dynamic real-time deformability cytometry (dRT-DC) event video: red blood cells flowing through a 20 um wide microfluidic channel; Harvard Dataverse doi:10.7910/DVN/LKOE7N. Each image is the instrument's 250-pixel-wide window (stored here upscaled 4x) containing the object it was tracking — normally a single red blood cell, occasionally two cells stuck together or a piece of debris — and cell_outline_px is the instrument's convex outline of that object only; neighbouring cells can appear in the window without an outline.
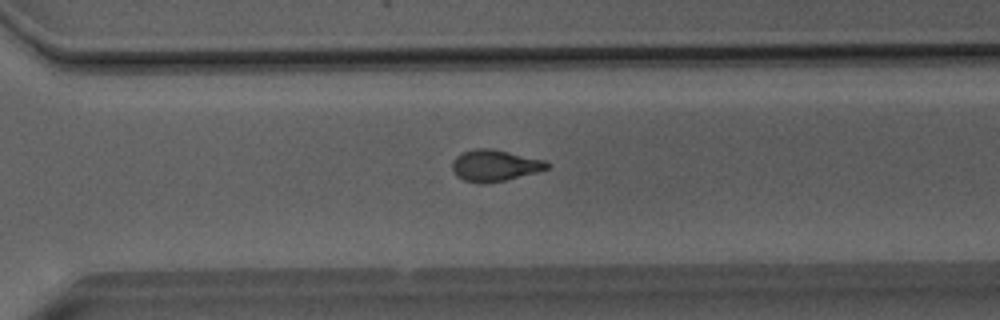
{"species": "Egyptian fruit bat (a non-hibernating species)", "species_latin": "Rousettus aegyptiacus", "temperature_condition": "room temperature", "stored_images_in_passage": 48, "camera_frame_rate_fps": 3000, "um_per_image_px": 0.085, "animal": {"sex": "male"}, "frame": {"image": 1, "passage_image": 33, "time_ms": 10.667, "image_size_px": [1000, 320], "cell_outline_px": [[552, 164], [548, 168], [536, 172], [488, 184], [480, 184], [464, 180], [456, 176], [452, 172], [452, 160], [456, 156], [472, 148], [492, 148], [544, 160]], "centroid_in_image_um": [42.01, 14.07], "position_along_channel_um": 328.6, "area_um2": 17.51}}
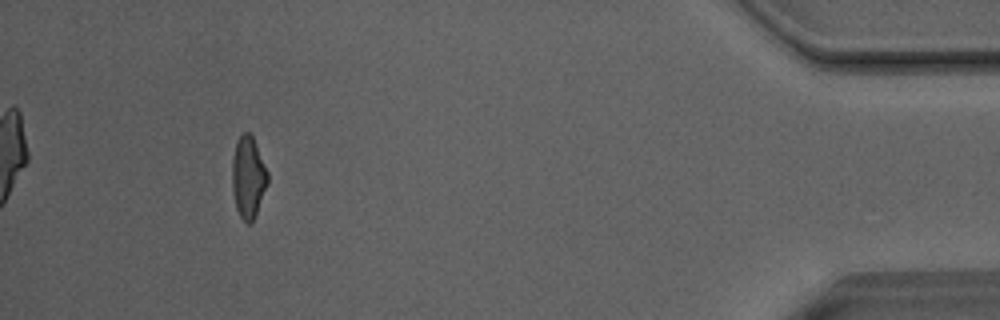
{"frame": {"image": 2, "passage_image": 44, "time_ms": 14.333, "image_size_px": [1000, 320], "cell_outline_px": [[268, 184], [256, 212], [252, 220], [248, 224], [240, 216], [236, 208], [232, 188], [232, 160], [236, 140], [244, 132], [248, 132], [252, 136], [268, 172]], "centroid_in_image_um": [21.09, 15.04], "position_along_channel_um": 414.1, "area_um2": 16.7}, "authors_computed_cell_mechanics": {"area_um2": 17.4267, "velocity_mm_per_s": 4.0699, "shape_relaxation_time_tau1_ms": 7.2421, "shape_relaxation_time_tau2_ms": 1.9821, "deformation_change_tau1": 0.2095, "deformation_change_tau2": 0.0909}}